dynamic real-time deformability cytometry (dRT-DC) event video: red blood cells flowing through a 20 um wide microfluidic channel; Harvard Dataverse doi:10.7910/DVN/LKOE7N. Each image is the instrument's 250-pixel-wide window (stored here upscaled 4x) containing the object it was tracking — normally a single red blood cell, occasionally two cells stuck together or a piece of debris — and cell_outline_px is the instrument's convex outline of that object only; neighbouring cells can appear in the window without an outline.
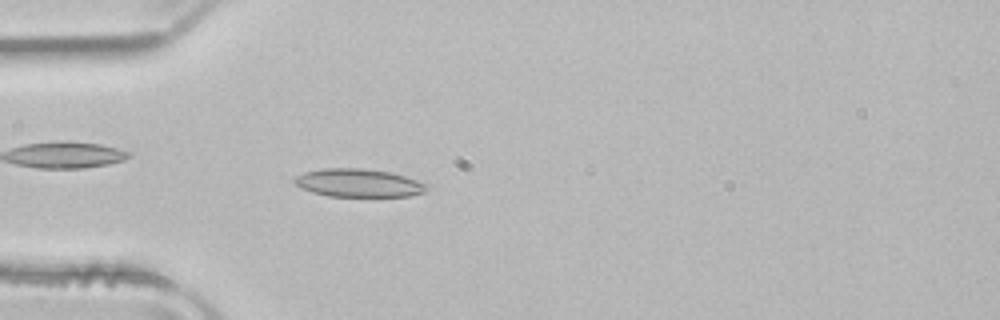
{"species": "common noctule bat (a hibernating species)", "species_latin": "Nyctalus noctula", "temperature_condition": "room temperature", "stored_images_in_passage": 50, "camera_frame_rate_fps": 3000, "um_per_image_px": 0.085, "animal": {"sex": "male", "body_mass_g": 21.5, "forearm_length_mm": 52.0}, "frame": {"image": 1, "passage_image": 15, "time_ms": 4.667, "image_size_px": [1000, 320], "cell_outline_px": [[412, 192], [400, 196], [340, 196], [320, 192], [312, 188], [316, 172], [380, 172], [396, 176], [408, 180]], "centroid_in_image_um": [30.67, 15.65], "position_along_channel_um": 54.3, "area_um2": 15.14}}
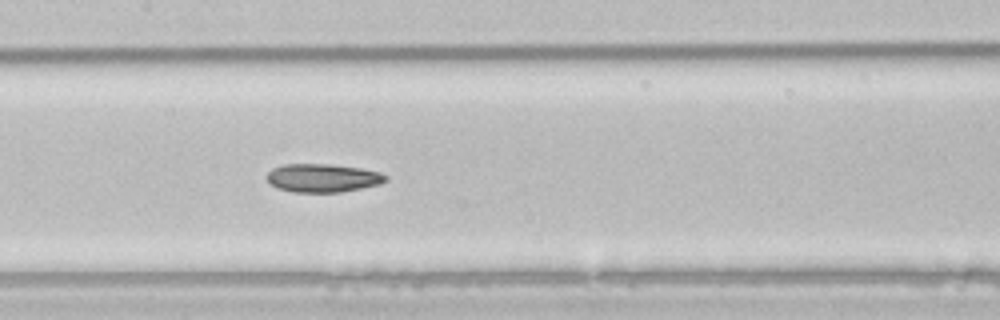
{"frame": {"image": 2, "passage_image": 25, "time_ms": 8.0, "image_size_px": [1000, 320], "cell_outline_px": [[384, 180], [352, 188], [328, 192], [312, 192], [284, 188], [268, 180], [268, 176], [280, 168], [352, 168], [372, 172], [384, 176]], "centroid_in_image_um": [27.44, 15.2], "position_along_channel_um": 180.0, "area_um2": 15.43}}
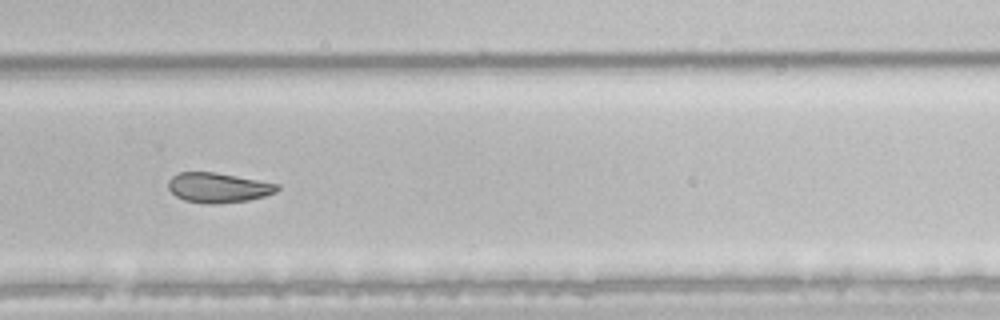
{"frame": {"image": 3, "passage_image": 35, "time_ms": 11.333, "image_size_px": [1000, 320], "cell_outline_px": [[276, 188], [272, 192], [240, 200], [192, 200], [180, 196], [172, 188], [176, 176], [184, 172], [204, 172], [228, 176], [272, 184]], "centroid_in_image_um": [18.52, 15.9], "position_along_channel_um": 311.3, "area_um2": 15.49}}